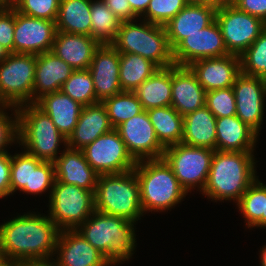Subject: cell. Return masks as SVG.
Segmentation results:
<instances>
[{"label":"cell","mask_w":266,"mask_h":266,"mask_svg":"<svg viewBox=\"0 0 266 266\" xmlns=\"http://www.w3.org/2000/svg\"><path fill=\"white\" fill-rule=\"evenodd\" d=\"M60 230L48 217L24 214L0 225V256L15 261L53 255Z\"/></svg>","instance_id":"cell-1"},{"label":"cell","mask_w":266,"mask_h":266,"mask_svg":"<svg viewBox=\"0 0 266 266\" xmlns=\"http://www.w3.org/2000/svg\"><path fill=\"white\" fill-rule=\"evenodd\" d=\"M15 0H0V6H10L12 7Z\"/></svg>","instance_id":"cell-54"},{"label":"cell","mask_w":266,"mask_h":266,"mask_svg":"<svg viewBox=\"0 0 266 266\" xmlns=\"http://www.w3.org/2000/svg\"><path fill=\"white\" fill-rule=\"evenodd\" d=\"M263 227H266V198H265V206L263 212Z\"/></svg>","instance_id":"cell-55"},{"label":"cell","mask_w":266,"mask_h":266,"mask_svg":"<svg viewBox=\"0 0 266 266\" xmlns=\"http://www.w3.org/2000/svg\"><path fill=\"white\" fill-rule=\"evenodd\" d=\"M51 190L49 218L60 231L76 230L95 211V191L56 179Z\"/></svg>","instance_id":"cell-8"},{"label":"cell","mask_w":266,"mask_h":266,"mask_svg":"<svg viewBox=\"0 0 266 266\" xmlns=\"http://www.w3.org/2000/svg\"><path fill=\"white\" fill-rule=\"evenodd\" d=\"M171 106L182 116L206 105V91L189 66H171Z\"/></svg>","instance_id":"cell-20"},{"label":"cell","mask_w":266,"mask_h":266,"mask_svg":"<svg viewBox=\"0 0 266 266\" xmlns=\"http://www.w3.org/2000/svg\"><path fill=\"white\" fill-rule=\"evenodd\" d=\"M61 91L82 106L98 103L92 75L88 69L74 70L63 83Z\"/></svg>","instance_id":"cell-36"},{"label":"cell","mask_w":266,"mask_h":266,"mask_svg":"<svg viewBox=\"0 0 266 266\" xmlns=\"http://www.w3.org/2000/svg\"><path fill=\"white\" fill-rule=\"evenodd\" d=\"M121 20L102 1L91 2V37L99 45H111Z\"/></svg>","instance_id":"cell-33"},{"label":"cell","mask_w":266,"mask_h":266,"mask_svg":"<svg viewBox=\"0 0 266 266\" xmlns=\"http://www.w3.org/2000/svg\"><path fill=\"white\" fill-rule=\"evenodd\" d=\"M10 55V52L0 44V63Z\"/></svg>","instance_id":"cell-52"},{"label":"cell","mask_w":266,"mask_h":266,"mask_svg":"<svg viewBox=\"0 0 266 266\" xmlns=\"http://www.w3.org/2000/svg\"><path fill=\"white\" fill-rule=\"evenodd\" d=\"M55 34V21L30 17L15 10L13 53L39 55L50 52Z\"/></svg>","instance_id":"cell-15"},{"label":"cell","mask_w":266,"mask_h":266,"mask_svg":"<svg viewBox=\"0 0 266 266\" xmlns=\"http://www.w3.org/2000/svg\"><path fill=\"white\" fill-rule=\"evenodd\" d=\"M216 10L211 6L187 4L164 25L171 49L188 35L209 26L215 20Z\"/></svg>","instance_id":"cell-22"},{"label":"cell","mask_w":266,"mask_h":266,"mask_svg":"<svg viewBox=\"0 0 266 266\" xmlns=\"http://www.w3.org/2000/svg\"><path fill=\"white\" fill-rule=\"evenodd\" d=\"M46 259H21L17 261V266H57L55 261Z\"/></svg>","instance_id":"cell-48"},{"label":"cell","mask_w":266,"mask_h":266,"mask_svg":"<svg viewBox=\"0 0 266 266\" xmlns=\"http://www.w3.org/2000/svg\"><path fill=\"white\" fill-rule=\"evenodd\" d=\"M119 65L122 91L130 92H133L159 69L152 61L133 53H120Z\"/></svg>","instance_id":"cell-32"},{"label":"cell","mask_w":266,"mask_h":266,"mask_svg":"<svg viewBox=\"0 0 266 266\" xmlns=\"http://www.w3.org/2000/svg\"><path fill=\"white\" fill-rule=\"evenodd\" d=\"M206 92L232 87L241 73L240 56L228 54L222 57L200 59L189 65Z\"/></svg>","instance_id":"cell-18"},{"label":"cell","mask_w":266,"mask_h":266,"mask_svg":"<svg viewBox=\"0 0 266 266\" xmlns=\"http://www.w3.org/2000/svg\"><path fill=\"white\" fill-rule=\"evenodd\" d=\"M89 165L99 174H118L133 170L136 161L128 153L115 128L82 149Z\"/></svg>","instance_id":"cell-12"},{"label":"cell","mask_w":266,"mask_h":266,"mask_svg":"<svg viewBox=\"0 0 266 266\" xmlns=\"http://www.w3.org/2000/svg\"><path fill=\"white\" fill-rule=\"evenodd\" d=\"M230 54L216 20L197 33L185 37L174 49L175 65L189 66L193 62Z\"/></svg>","instance_id":"cell-14"},{"label":"cell","mask_w":266,"mask_h":266,"mask_svg":"<svg viewBox=\"0 0 266 266\" xmlns=\"http://www.w3.org/2000/svg\"><path fill=\"white\" fill-rule=\"evenodd\" d=\"M15 27V9L10 6H0V44L13 53Z\"/></svg>","instance_id":"cell-43"},{"label":"cell","mask_w":266,"mask_h":266,"mask_svg":"<svg viewBox=\"0 0 266 266\" xmlns=\"http://www.w3.org/2000/svg\"><path fill=\"white\" fill-rule=\"evenodd\" d=\"M231 4L266 23V0H232Z\"/></svg>","instance_id":"cell-45"},{"label":"cell","mask_w":266,"mask_h":266,"mask_svg":"<svg viewBox=\"0 0 266 266\" xmlns=\"http://www.w3.org/2000/svg\"><path fill=\"white\" fill-rule=\"evenodd\" d=\"M215 20L220 27L230 54L240 56L265 30L266 23L255 16L226 4L216 10Z\"/></svg>","instance_id":"cell-11"},{"label":"cell","mask_w":266,"mask_h":266,"mask_svg":"<svg viewBox=\"0 0 266 266\" xmlns=\"http://www.w3.org/2000/svg\"><path fill=\"white\" fill-rule=\"evenodd\" d=\"M133 13L139 17L146 12L150 0H128ZM143 13V14H142Z\"/></svg>","instance_id":"cell-49"},{"label":"cell","mask_w":266,"mask_h":266,"mask_svg":"<svg viewBox=\"0 0 266 266\" xmlns=\"http://www.w3.org/2000/svg\"><path fill=\"white\" fill-rule=\"evenodd\" d=\"M134 171L140 184L143 213L169 210L186 196V190L163 158L138 161Z\"/></svg>","instance_id":"cell-4"},{"label":"cell","mask_w":266,"mask_h":266,"mask_svg":"<svg viewBox=\"0 0 266 266\" xmlns=\"http://www.w3.org/2000/svg\"><path fill=\"white\" fill-rule=\"evenodd\" d=\"M258 134L236 115L216 118V150L253 152Z\"/></svg>","instance_id":"cell-26"},{"label":"cell","mask_w":266,"mask_h":266,"mask_svg":"<svg viewBox=\"0 0 266 266\" xmlns=\"http://www.w3.org/2000/svg\"><path fill=\"white\" fill-rule=\"evenodd\" d=\"M17 109L18 140L26 147V152L43 162L54 163L59 143L64 142L66 146L67 138L35 103H26Z\"/></svg>","instance_id":"cell-7"},{"label":"cell","mask_w":266,"mask_h":266,"mask_svg":"<svg viewBox=\"0 0 266 266\" xmlns=\"http://www.w3.org/2000/svg\"><path fill=\"white\" fill-rule=\"evenodd\" d=\"M60 251V252H59ZM57 266H110L103 254L94 248L77 230H62L55 253Z\"/></svg>","instance_id":"cell-19"},{"label":"cell","mask_w":266,"mask_h":266,"mask_svg":"<svg viewBox=\"0 0 266 266\" xmlns=\"http://www.w3.org/2000/svg\"><path fill=\"white\" fill-rule=\"evenodd\" d=\"M91 216V219L88 217L76 230L100 251L111 265L128 260L136 246L134 221L100 211H94Z\"/></svg>","instance_id":"cell-3"},{"label":"cell","mask_w":266,"mask_h":266,"mask_svg":"<svg viewBox=\"0 0 266 266\" xmlns=\"http://www.w3.org/2000/svg\"><path fill=\"white\" fill-rule=\"evenodd\" d=\"M102 103L107 109L113 128L144 111L136 94L130 91H123L105 99Z\"/></svg>","instance_id":"cell-35"},{"label":"cell","mask_w":266,"mask_h":266,"mask_svg":"<svg viewBox=\"0 0 266 266\" xmlns=\"http://www.w3.org/2000/svg\"><path fill=\"white\" fill-rule=\"evenodd\" d=\"M124 141L128 153L138 162L160 159L165 148L158 141L154 127L146 110L133 116L116 128Z\"/></svg>","instance_id":"cell-13"},{"label":"cell","mask_w":266,"mask_h":266,"mask_svg":"<svg viewBox=\"0 0 266 266\" xmlns=\"http://www.w3.org/2000/svg\"><path fill=\"white\" fill-rule=\"evenodd\" d=\"M36 55L10 53L0 63V105L19 107L33 103Z\"/></svg>","instance_id":"cell-9"},{"label":"cell","mask_w":266,"mask_h":266,"mask_svg":"<svg viewBox=\"0 0 266 266\" xmlns=\"http://www.w3.org/2000/svg\"><path fill=\"white\" fill-rule=\"evenodd\" d=\"M186 5V0H150L144 20L164 26Z\"/></svg>","instance_id":"cell-40"},{"label":"cell","mask_w":266,"mask_h":266,"mask_svg":"<svg viewBox=\"0 0 266 266\" xmlns=\"http://www.w3.org/2000/svg\"><path fill=\"white\" fill-rule=\"evenodd\" d=\"M181 143L216 150V117L206 106L183 116Z\"/></svg>","instance_id":"cell-28"},{"label":"cell","mask_w":266,"mask_h":266,"mask_svg":"<svg viewBox=\"0 0 266 266\" xmlns=\"http://www.w3.org/2000/svg\"><path fill=\"white\" fill-rule=\"evenodd\" d=\"M241 72L266 79V28L241 55Z\"/></svg>","instance_id":"cell-37"},{"label":"cell","mask_w":266,"mask_h":266,"mask_svg":"<svg viewBox=\"0 0 266 266\" xmlns=\"http://www.w3.org/2000/svg\"><path fill=\"white\" fill-rule=\"evenodd\" d=\"M216 118L236 115L235 94L232 87L206 92L205 105Z\"/></svg>","instance_id":"cell-38"},{"label":"cell","mask_w":266,"mask_h":266,"mask_svg":"<svg viewBox=\"0 0 266 266\" xmlns=\"http://www.w3.org/2000/svg\"><path fill=\"white\" fill-rule=\"evenodd\" d=\"M252 152L214 151L203 194L213 200H240L257 179Z\"/></svg>","instance_id":"cell-2"},{"label":"cell","mask_w":266,"mask_h":266,"mask_svg":"<svg viewBox=\"0 0 266 266\" xmlns=\"http://www.w3.org/2000/svg\"><path fill=\"white\" fill-rule=\"evenodd\" d=\"M133 92L146 111L171 106V67L159 68Z\"/></svg>","instance_id":"cell-30"},{"label":"cell","mask_w":266,"mask_h":266,"mask_svg":"<svg viewBox=\"0 0 266 266\" xmlns=\"http://www.w3.org/2000/svg\"><path fill=\"white\" fill-rule=\"evenodd\" d=\"M158 141L166 148L181 143L183 138V116L172 106L147 110Z\"/></svg>","instance_id":"cell-31"},{"label":"cell","mask_w":266,"mask_h":266,"mask_svg":"<svg viewBox=\"0 0 266 266\" xmlns=\"http://www.w3.org/2000/svg\"><path fill=\"white\" fill-rule=\"evenodd\" d=\"M119 62L120 52L112 45H100L95 50L88 70L98 102L123 92L119 80Z\"/></svg>","instance_id":"cell-17"},{"label":"cell","mask_w":266,"mask_h":266,"mask_svg":"<svg viewBox=\"0 0 266 266\" xmlns=\"http://www.w3.org/2000/svg\"><path fill=\"white\" fill-rule=\"evenodd\" d=\"M32 155L26 151L11 156L10 188L11 194L16 190L31 188Z\"/></svg>","instance_id":"cell-41"},{"label":"cell","mask_w":266,"mask_h":266,"mask_svg":"<svg viewBox=\"0 0 266 266\" xmlns=\"http://www.w3.org/2000/svg\"><path fill=\"white\" fill-rule=\"evenodd\" d=\"M73 71L74 69L70 65L52 51L36 55L33 103L46 94L60 91L63 83Z\"/></svg>","instance_id":"cell-23"},{"label":"cell","mask_w":266,"mask_h":266,"mask_svg":"<svg viewBox=\"0 0 266 266\" xmlns=\"http://www.w3.org/2000/svg\"><path fill=\"white\" fill-rule=\"evenodd\" d=\"M54 165L57 181L95 191L99 174L89 165L82 150L67 147Z\"/></svg>","instance_id":"cell-24"},{"label":"cell","mask_w":266,"mask_h":266,"mask_svg":"<svg viewBox=\"0 0 266 266\" xmlns=\"http://www.w3.org/2000/svg\"><path fill=\"white\" fill-rule=\"evenodd\" d=\"M261 252V266H266V246L262 248Z\"/></svg>","instance_id":"cell-53"},{"label":"cell","mask_w":266,"mask_h":266,"mask_svg":"<svg viewBox=\"0 0 266 266\" xmlns=\"http://www.w3.org/2000/svg\"><path fill=\"white\" fill-rule=\"evenodd\" d=\"M0 266H17V261L0 256Z\"/></svg>","instance_id":"cell-51"},{"label":"cell","mask_w":266,"mask_h":266,"mask_svg":"<svg viewBox=\"0 0 266 266\" xmlns=\"http://www.w3.org/2000/svg\"><path fill=\"white\" fill-rule=\"evenodd\" d=\"M55 181V165L53 162H43L32 156L31 188H23L26 193L38 194L53 187Z\"/></svg>","instance_id":"cell-42"},{"label":"cell","mask_w":266,"mask_h":266,"mask_svg":"<svg viewBox=\"0 0 266 266\" xmlns=\"http://www.w3.org/2000/svg\"><path fill=\"white\" fill-rule=\"evenodd\" d=\"M11 155L0 153V198L11 194L10 188Z\"/></svg>","instance_id":"cell-46"},{"label":"cell","mask_w":266,"mask_h":266,"mask_svg":"<svg viewBox=\"0 0 266 266\" xmlns=\"http://www.w3.org/2000/svg\"><path fill=\"white\" fill-rule=\"evenodd\" d=\"M107 7L121 20L130 21L137 18L133 13L128 0H102Z\"/></svg>","instance_id":"cell-47"},{"label":"cell","mask_w":266,"mask_h":266,"mask_svg":"<svg viewBox=\"0 0 266 266\" xmlns=\"http://www.w3.org/2000/svg\"><path fill=\"white\" fill-rule=\"evenodd\" d=\"M92 0H60L56 31L91 36Z\"/></svg>","instance_id":"cell-29"},{"label":"cell","mask_w":266,"mask_h":266,"mask_svg":"<svg viewBox=\"0 0 266 266\" xmlns=\"http://www.w3.org/2000/svg\"><path fill=\"white\" fill-rule=\"evenodd\" d=\"M100 45L89 35L56 31L52 52L74 70L88 69Z\"/></svg>","instance_id":"cell-25"},{"label":"cell","mask_w":266,"mask_h":266,"mask_svg":"<svg viewBox=\"0 0 266 266\" xmlns=\"http://www.w3.org/2000/svg\"><path fill=\"white\" fill-rule=\"evenodd\" d=\"M60 0H15L13 8L30 17L56 21Z\"/></svg>","instance_id":"cell-39"},{"label":"cell","mask_w":266,"mask_h":266,"mask_svg":"<svg viewBox=\"0 0 266 266\" xmlns=\"http://www.w3.org/2000/svg\"><path fill=\"white\" fill-rule=\"evenodd\" d=\"M232 0H186L187 4H198L211 6L216 9L223 5L230 4Z\"/></svg>","instance_id":"cell-50"},{"label":"cell","mask_w":266,"mask_h":266,"mask_svg":"<svg viewBox=\"0 0 266 266\" xmlns=\"http://www.w3.org/2000/svg\"><path fill=\"white\" fill-rule=\"evenodd\" d=\"M107 109L102 102L83 106L73 132L67 138L66 146L82 150L99 136L111 131Z\"/></svg>","instance_id":"cell-21"},{"label":"cell","mask_w":266,"mask_h":266,"mask_svg":"<svg viewBox=\"0 0 266 266\" xmlns=\"http://www.w3.org/2000/svg\"><path fill=\"white\" fill-rule=\"evenodd\" d=\"M266 198V185L256 179L238 201L239 210L247 221V226L263 227V212Z\"/></svg>","instance_id":"cell-34"},{"label":"cell","mask_w":266,"mask_h":266,"mask_svg":"<svg viewBox=\"0 0 266 266\" xmlns=\"http://www.w3.org/2000/svg\"><path fill=\"white\" fill-rule=\"evenodd\" d=\"M121 21L111 44L120 53H133L155 63L159 68L175 65L165 26L147 22Z\"/></svg>","instance_id":"cell-5"},{"label":"cell","mask_w":266,"mask_h":266,"mask_svg":"<svg viewBox=\"0 0 266 266\" xmlns=\"http://www.w3.org/2000/svg\"><path fill=\"white\" fill-rule=\"evenodd\" d=\"M214 151L209 148L178 143L166 147L162 158L171 167L177 180L187 193L198 183V187L203 191Z\"/></svg>","instance_id":"cell-10"},{"label":"cell","mask_w":266,"mask_h":266,"mask_svg":"<svg viewBox=\"0 0 266 266\" xmlns=\"http://www.w3.org/2000/svg\"><path fill=\"white\" fill-rule=\"evenodd\" d=\"M94 198L95 211L134 222L143 215L140 184L134 169L124 173L99 175Z\"/></svg>","instance_id":"cell-6"},{"label":"cell","mask_w":266,"mask_h":266,"mask_svg":"<svg viewBox=\"0 0 266 266\" xmlns=\"http://www.w3.org/2000/svg\"><path fill=\"white\" fill-rule=\"evenodd\" d=\"M10 108L12 106H1L0 105V153L7 152L5 146L11 144L17 139L18 142V109L15 107V119L12 120L6 115L4 109Z\"/></svg>","instance_id":"cell-44"},{"label":"cell","mask_w":266,"mask_h":266,"mask_svg":"<svg viewBox=\"0 0 266 266\" xmlns=\"http://www.w3.org/2000/svg\"><path fill=\"white\" fill-rule=\"evenodd\" d=\"M66 138L73 132L83 106L61 90L44 95L35 103Z\"/></svg>","instance_id":"cell-27"},{"label":"cell","mask_w":266,"mask_h":266,"mask_svg":"<svg viewBox=\"0 0 266 266\" xmlns=\"http://www.w3.org/2000/svg\"><path fill=\"white\" fill-rule=\"evenodd\" d=\"M236 101V116L257 134L264 114L266 79L240 73L232 86Z\"/></svg>","instance_id":"cell-16"}]
</instances>
